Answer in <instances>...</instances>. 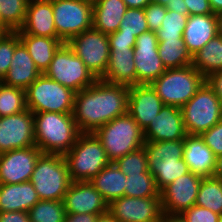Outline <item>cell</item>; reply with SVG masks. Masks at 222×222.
Wrapping results in <instances>:
<instances>
[{
  "instance_id": "1",
  "label": "cell",
  "mask_w": 222,
  "mask_h": 222,
  "mask_svg": "<svg viewBox=\"0 0 222 222\" xmlns=\"http://www.w3.org/2000/svg\"><path fill=\"white\" fill-rule=\"evenodd\" d=\"M129 87L97 79L77 92L73 117L81 133H93L118 116L127 113Z\"/></svg>"
},
{
  "instance_id": "2",
  "label": "cell",
  "mask_w": 222,
  "mask_h": 222,
  "mask_svg": "<svg viewBox=\"0 0 222 222\" xmlns=\"http://www.w3.org/2000/svg\"><path fill=\"white\" fill-rule=\"evenodd\" d=\"M35 145L42 153L65 155L76 143L80 131L72 113H33Z\"/></svg>"
},
{
  "instance_id": "3",
  "label": "cell",
  "mask_w": 222,
  "mask_h": 222,
  "mask_svg": "<svg viewBox=\"0 0 222 222\" xmlns=\"http://www.w3.org/2000/svg\"><path fill=\"white\" fill-rule=\"evenodd\" d=\"M144 148L149 171L159 191L178 177L190 172L183 159L184 140L145 141Z\"/></svg>"
},
{
  "instance_id": "4",
  "label": "cell",
  "mask_w": 222,
  "mask_h": 222,
  "mask_svg": "<svg viewBox=\"0 0 222 222\" xmlns=\"http://www.w3.org/2000/svg\"><path fill=\"white\" fill-rule=\"evenodd\" d=\"M100 140L110 162L144 146L143 130L127 112L93 132Z\"/></svg>"
},
{
  "instance_id": "5",
  "label": "cell",
  "mask_w": 222,
  "mask_h": 222,
  "mask_svg": "<svg viewBox=\"0 0 222 222\" xmlns=\"http://www.w3.org/2000/svg\"><path fill=\"white\" fill-rule=\"evenodd\" d=\"M64 158L71 181H90L110 163L94 133H80L75 145Z\"/></svg>"
},
{
  "instance_id": "6",
  "label": "cell",
  "mask_w": 222,
  "mask_h": 222,
  "mask_svg": "<svg viewBox=\"0 0 222 222\" xmlns=\"http://www.w3.org/2000/svg\"><path fill=\"white\" fill-rule=\"evenodd\" d=\"M30 182L40 200H63L72 182L64 156L42 153Z\"/></svg>"
},
{
  "instance_id": "7",
  "label": "cell",
  "mask_w": 222,
  "mask_h": 222,
  "mask_svg": "<svg viewBox=\"0 0 222 222\" xmlns=\"http://www.w3.org/2000/svg\"><path fill=\"white\" fill-rule=\"evenodd\" d=\"M205 82V77L192 65L166 69L151 83L164 105L182 107Z\"/></svg>"
},
{
  "instance_id": "8",
  "label": "cell",
  "mask_w": 222,
  "mask_h": 222,
  "mask_svg": "<svg viewBox=\"0 0 222 222\" xmlns=\"http://www.w3.org/2000/svg\"><path fill=\"white\" fill-rule=\"evenodd\" d=\"M181 112L186 133L201 135L222 120V103L205 81Z\"/></svg>"
},
{
  "instance_id": "9",
  "label": "cell",
  "mask_w": 222,
  "mask_h": 222,
  "mask_svg": "<svg viewBox=\"0 0 222 222\" xmlns=\"http://www.w3.org/2000/svg\"><path fill=\"white\" fill-rule=\"evenodd\" d=\"M25 91L27 109L33 113H73L76 92L43 73Z\"/></svg>"
},
{
  "instance_id": "10",
  "label": "cell",
  "mask_w": 222,
  "mask_h": 222,
  "mask_svg": "<svg viewBox=\"0 0 222 222\" xmlns=\"http://www.w3.org/2000/svg\"><path fill=\"white\" fill-rule=\"evenodd\" d=\"M43 74L76 93L97 80L67 43L57 50Z\"/></svg>"
},
{
  "instance_id": "11",
  "label": "cell",
  "mask_w": 222,
  "mask_h": 222,
  "mask_svg": "<svg viewBox=\"0 0 222 222\" xmlns=\"http://www.w3.org/2000/svg\"><path fill=\"white\" fill-rule=\"evenodd\" d=\"M52 9L57 38L64 43L93 28V0H53Z\"/></svg>"
},
{
  "instance_id": "12",
  "label": "cell",
  "mask_w": 222,
  "mask_h": 222,
  "mask_svg": "<svg viewBox=\"0 0 222 222\" xmlns=\"http://www.w3.org/2000/svg\"><path fill=\"white\" fill-rule=\"evenodd\" d=\"M67 44L96 79L104 76L110 56L108 35L91 28L72 37Z\"/></svg>"
},
{
  "instance_id": "13",
  "label": "cell",
  "mask_w": 222,
  "mask_h": 222,
  "mask_svg": "<svg viewBox=\"0 0 222 222\" xmlns=\"http://www.w3.org/2000/svg\"><path fill=\"white\" fill-rule=\"evenodd\" d=\"M32 146H36L33 112L26 109L0 117V154Z\"/></svg>"
},
{
  "instance_id": "14",
  "label": "cell",
  "mask_w": 222,
  "mask_h": 222,
  "mask_svg": "<svg viewBox=\"0 0 222 222\" xmlns=\"http://www.w3.org/2000/svg\"><path fill=\"white\" fill-rule=\"evenodd\" d=\"M133 51L136 68V85L151 84L166 71L158 54L156 32L149 30L136 37Z\"/></svg>"
},
{
  "instance_id": "15",
  "label": "cell",
  "mask_w": 222,
  "mask_h": 222,
  "mask_svg": "<svg viewBox=\"0 0 222 222\" xmlns=\"http://www.w3.org/2000/svg\"><path fill=\"white\" fill-rule=\"evenodd\" d=\"M202 176L188 172L160 191L161 209L165 214H182L195 205Z\"/></svg>"
},
{
  "instance_id": "16",
  "label": "cell",
  "mask_w": 222,
  "mask_h": 222,
  "mask_svg": "<svg viewBox=\"0 0 222 222\" xmlns=\"http://www.w3.org/2000/svg\"><path fill=\"white\" fill-rule=\"evenodd\" d=\"M108 211L119 222H160L163 214L160 197L123 196L111 201Z\"/></svg>"
},
{
  "instance_id": "17",
  "label": "cell",
  "mask_w": 222,
  "mask_h": 222,
  "mask_svg": "<svg viewBox=\"0 0 222 222\" xmlns=\"http://www.w3.org/2000/svg\"><path fill=\"white\" fill-rule=\"evenodd\" d=\"M41 154L42 152L37 146L1 153L0 184H19L30 181Z\"/></svg>"
},
{
  "instance_id": "18",
  "label": "cell",
  "mask_w": 222,
  "mask_h": 222,
  "mask_svg": "<svg viewBox=\"0 0 222 222\" xmlns=\"http://www.w3.org/2000/svg\"><path fill=\"white\" fill-rule=\"evenodd\" d=\"M66 213L103 214L108 203L89 181H72L63 199Z\"/></svg>"
},
{
  "instance_id": "19",
  "label": "cell",
  "mask_w": 222,
  "mask_h": 222,
  "mask_svg": "<svg viewBox=\"0 0 222 222\" xmlns=\"http://www.w3.org/2000/svg\"><path fill=\"white\" fill-rule=\"evenodd\" d=\"M164 106L151 84L129 86L127 112L144 131Z\"/></svg>"
},
{
  "instance_id": "20",
  "label": "cell",
  "mask_w": 222,
  "mask_h": 222,
  "mask_svg": "<svg viewBox=\"0 0 222 222\" xmlns=\"http://www.w3.org/2000/svg\"><path fill=\"white\" fill-rule=\"evenodd\" d=\"M144 140L150 142L184 140L187 133L184 127L181 108L164 105L143 131Z\"/></svg>"
},
{
  "instance_id": "21",
  "label": "cell",
  "mask_w": 222,
  "mask_h": 222,
  "mask_svg": "<svg viewBox=\"0 0 222 222\" xmlns=\"http://www.w3.org/2000/svg\"><path fill=\"white\" fill-rule=\"evenodd\" d=\"M183 159L190 172L202 177L213 176L216 168V156L200 135H186Z\"/></svg>"
},
{
  "instance_id": "22",
  "label": "cell",
  "mask_w": 222,
  "mask_h": 222,
  "mask_svg": "<svg viewBox=\"0 0 222 222\" xmlns=\"http://www.w3.org/2000/svg\"><path fill=\"white\" fill-rule=\"evenodd\" d=\"M217 35L216 14H198L188 16L182 37L188 52L193 56Z\"/></svg>"
},
{
  "instance_id": "23",
  "label": "cell",
  "mask_w": 222,
  "mask_h": 222,
  "mask_svg": "<svg viewBox=\"0 0 222 222\" xmlns=\"http://www.w3.org/2000/svg\"><path fill=\"white\" fill-rule=\"evenodd\" d=\"M16 32L57 38L52 1H29L25 22Z\"/></svg>"
},
{
  "instance_id": "24",
  "label": "cell",
  "mask_w": 222,
  "mask_h": 222,
  "mask_svg": "<svg viewBox=\"0 0 222 222\" xmlns=\"http://www.w3.org/2000/svg\"><path fill=\"white\" fill-rule=\"evenodd\" d=\"M101 80L112 84L136 85L133 48L110 47L107 70Z\"/></svg>"
},
{
  "instance_id": "25",
  "label": "cell",
  "mask_w": 222,
  "mask_h": 222,
  "mask_svg": "<svg viewBox=\"0 0 222 222\" xmlns=\"http://www.w3.org/2000/svg\"><path fill=\"white\" fill-rule=\"evenodd\" d=\"M41 74L27 48L20 41L15 46L9 71L2 82L26 90Z\"/></svg>"
},
{
  "instance_id": "26",
  "label": "cell",
  "mask_w": 222,
  "mask_h": 222,
  "mask_svg": "<svg viewBox=\"0 0 222 222\" xmlns=\"http://www.w3.org/2000/svg\"><path fill=\"white\" fill-rule=\"evenodd\" d=\"M38 201V193L30 181L0 184V212H28Z\"/></svg>"
},
{
  "instance_id": "27",
  "label": "cell",
  "mask_w": 222,
  "mask_h": 222,
  "mask_svg": "<svg viewBox=\"0 0 222 222\" xmlns=\"http://www.w3.org/2000/svg\"><path fill=\"white\" fill-rule=\"evenodd\" d=\"M126 10L123 0H93V28L106 35L116 32Z\"/></svg>"
},
{
  "instance_id": "28",
  "label": "cell",
  "mask_w": 222,
  "mask_h": 222,
  "mask_svg": "<svg viewBox=\"0 0 222 222\" xmlns=\"http://www.w3.org/2000/svg\"><path fill=\"white\" fill-rule=\"evenodd\" d=\"M18 35L41 73H44L49 67L55 53L64 44L58 38L34 36L26 33H18Z\"/></svg>"
},
{
  "instance_id": "29",
  "label": "cell",
  "mask_w": 222,
  "mask_h": 222,
  "mask_svg": "<svg viewBox=\"0 0 222 222\" xmlns=\"http://www.w3.org/2000/svg\"><path fill=\"white\" fill-rule=\"evenodd\" d=\"M109 204L124 196L126 175L114 162H110L89 181Z\"/></svg>"
},
{
  "instance_id": "30",
  "label": "cell",
  "mask_w": 222,
  "mask_h": 222,
  "mask_svg": "<svg viewBox=\"0 0 222 222\" xmlns=\"http://www.w3.org/2000/svg\"><path fill=\"white\" fill-rule=\"evenodd\" d=\"M192 66L205 78L222 70V37L217 35L192 56Z\"/></svg>"
},
{
  "instance_id": "31",
  "label": "cell",
  "mask_w": 222,
  "mask_h": 222,
  "mask_svg": "<svg viewBox=\"0 0 222 222\" xmlns=\"http://www.w3.org/2000/svg\"><path fill=\"white\" fill-rule=\"evenodd\" d=\"M158 54L166 69L192 65V56L183 39L158 40Z\"/></svg>"
},
{
  "instance_id": "32",
  "label": "cell",
  "mask_w": 222,
  "mask_h": 222,
  "mask_svg": "<svg viewBox=\"0 0 222 222\" xmlns=\"http://www.w3.org/2000/svg\"><path fill=\"white\" fill-rule=\"evenodd\" d=\"M28 0H0V27L16 32L25 22Z\"/></svg>"
},
{
  "instance_id": "33",
  "label": "cell",
  "mask_w": 222,
  "mask_h": 222,
  "mask_svg": "<svg viewBox=\"0 0 222 222\" xmlns=\"http://www.w3.org/2000/svg\"><path fill=\"white\" fill-rule=\"evenodd\" d=\"M195 205L222 215V179L203 177Z\"/></svg>"
},
{
  "instance_id": "34",
  "label": "cell",
  "mask_w": 222,
  "mask_h": 222,
  "mask_svg": "<svg viewBox=\"0 0 222 222\" xmlns=\"http://www.w3.org/2000/svg\"><path fill=\"white\" fill-rule=\"evenodd\" d=\"M26 109V91L0 81V117L17 114Z\"/></svg>"
},
{
  "instance_id": "35",
  "label": "cell",
  "mask_w": 222,
  "mask_h": 222,
  "mask_svg": "<svg viewBox=\"0 0 222 222\" xmlns=\"http://www.w3.org/2000/svg\"><path fill=\"white\" fill-rule=\"evenodd\" d=\"M31 222H64L66 211L63 200H40L29 211Z\"/></svg>"
},
{
  "instance_id": "36",
  "label": "cell",
  "mask_w": 222,
  "mask_h": 222,
  "mask_svg": "<svg viewBox=\"0 0 222 222\" xmlns=\"http://www.w3.org/2000/svg\"><path fill=\"white\" fill-rule=\"evenodd\" d=\"M124 196L128 197H160L155 179L151 173L126 175Z\"/></svg>"
},
{
  "instance_id": "37",
  "label": "cell",
  "mask_w": 222,
  "mask_h": 222,
  "mask_svg": "<svg viewBox=\"0 0 222 222\" xmlns=\"http://www.w3.org/2000/svg\"><path fill=\"white\" fill-rule=\"evenodd\" d=\"M187 18V15L167 10L160 29L156 31L158 40L183 39Z\"/></svg>"
},
{
  "instance_id": "38",
  "label": "cell",
  "mask_w": 222,
  "mask_h": 222,
  "mask_svg": "<svg viewBox=\"0 0 222 222\" xmlns=\"http://www.w3.org/2000/svg\"><path fill=\"white\" fill-rule=\"evenodd\" d=\"M114 163L124 175L150 173L144 146L118 158Z\"/></svg>"
},
{
  "instance_id": "39",
  "label": "cell",
  "mask_w": 222,
  "mask_h": 222,
  "mask_svg": "<svg viewBox=\"0 0 222 222\" xmlns=\"http://www.w3.org/2000/svg\"><path fill=\"white\" fill-rule=\"evenodd\" d=\"M117 31L120 34L135 35L136 37L149 31L144 9L127 8Z\"/></svg>"
},
{
  "instance_id": "40",
  "label": "cell",
  "mask_w": 222,
  "mask_h": 222,
  "mask_svg": "<svg viewBox=\"0 0 222 222\" xmlns=\"http://www.w3.org/2000/svg\"><path fill=\"white\" fill-rule=\"evenodd\" d=\"M20 42L17 32H5L0 37V81L9 71L15 46Z\"/></svg>"
},
{
  "instance_id": "41",
  "label": "cell",
  "mask_w": 222,
  "mask_h": 222,
  "mask_svg": "<svg viewBox=\"0 0 222 222\" xmlns=\"http://www.w3.org/2000/svg\"><path fill=\"white\" fill-rule=\"evenodd\" d=\"M166 12L167 9L165 6L152 2L144 8L145 18L150 31L156 32L160 29Z\"/></svg>"
},
{
  "instance_id": "42",
  "label": "cell",
  "mask_w": 222,
  "mask_h": 222,
  "mask_svg": "<svg viewBox=\"0 0 222 222\" xmlns=\"http://www.w3.org/2000/svg\"><path fill=\"white\" fill-rule=\"evenodd\" d=\"M181 215L186 222H218L220 217L219 214L197 205L191 206Z\"/></svg>"
},
{
  "instance_id": "43",
  "label": "cell",
  "mask_w": 222,
  "mask_h": 222,
  "mask_svg": "<svg viewBox=\"0 0 222 222\" xmlns=\"http://www.w3.org/2000/svg\"><path fill=\"white\" fill-rule=\"evenodd\" d=\"M200 136L216 157L222 155V120Z\"/></svg>"
},
{
  "instance_id": "44",
  "label": "cell",
  "mask_w": 222,
  "mask_h": 222,
  "mask_svg": "<svg viewBox=\"0 0 222 222\" xmlns=\"http://www.w3.org/2000/svg\"><path fill=\"white\" fill-rule=\"evenodd\" d=\"M109 47L134 48L136 43L135 35L120 34L118 31L108 35Z\"/></svg>"
},
{
  "instance_id": "45",
  "label": "cell",
  "mask_w": 222,
  "mask_h": 222,
  "mask_svg": "<svg viewBox=\"0 0 222 222\" xmlns=\"http://www.w3.org/2000/svg\"><path fill=\"white\" fill-rule=\"evenodd\" d=\"M189 16L214 14L209 0H184Z\"/></svg>"
},
{
  "instance_id": "46",
  "label": "cell",
  "mask_w": 222,
  "mask_h": 222,
  "mask_svg": "<svg viewBox=\"0 0 222 222\" xmlns=\"http://www.w3.org/2000/svg\"><path fill=\"white\" fill-rule=\"evenodd\" d=\"M205 81L214 90V93L222 103V70L211 73L205 78Z\"/></svg>"
},
{
  "instance_id": "47",
  "label": "cell",
  "mask_w": 222,
  "mask_h": 222,
  "mask_svg": "<svg viewBox=\"0 0 222 222\" xmlns=\"http://www.w3.org/2000/svg\"><path fill=\"white\" fill-rule=\"evenodd\" d=\"M0 222H31L28 212L7 211L0 212Z\"/></svg>"
},
{
  "instance_id": "48",
  "label": "cell",
  "mask_w": 222,
  "mask_h": 222,
  "mask_svg": "<svg viewBox=\"0 0 222 222\" xmlns=\"http://www.w3.org/2000/svg\"><path fill=\"white\" fill-rule=\"evenodd\" d=\"M100 214H72L66 213L64 222H95Z\"/></svg>"
},
{
  "instance_id": "49",
  "label": "cell",
  "mask_w": 222,
  "mask_h": 222,
  "mask_svg": "<svg viewBox=\"0 0 222 222\" xmlns=\"http://www.w3.org/2000/svg\"><path fill=\"white\" fill-rule=\"evenodd\" d=\"M166 9L189 16L188 8L184 0H175L173 2H168Z\"/></svg>"
},
{
  "instance_id": "50",
  "label": "cell",
  "mask_w": 222,
  "mask_h": 222,
  "mask_svg": "<svg viewBox=\"0 0 222 222\" xmlns=\"http://www.w3.org/2000/svg\"><path fill=\"white\" fill-rule=\"evenodd\" d=\"M127 8H140L144 9L151 0H123Z\"/></svg>"
},
{
  "instance_id": "51",
  "label": "cell",
  "mask_w": 222,
  "mask_h": 222,
  "mask_svg": "<svg viewBox=\"0 0 222 222\" xmlns=\"http://www.w3.org/2000/svg\"><path fill=\"white\" fill-rule=\"evenodd\" d=\"M160 222H186L181 214H162Z\"/></svg>"
},
{
  "instance_id": "52",
  "label": "cell",
  "mask_w": 222,
  "mask_h": 222,
  "mask_svg": "<svg viewBox=\"0 0 222 222\" xmlns=\"http://www.w3.org/2000/svg\"><path fill=\"white\" fill-rule=\"evenodd\" d=\"M95 222H119L114 218V216L109 212H105L103 214H100Z\"/></svg>"
},
{
  "instance_id": "53",
  "label": "cell",
  "mask_w": 222,
  "mask_h": 222,
  "mask_svg": "<svg viewBox=\"0 0 222 222\" xmlns=\"http://www.w3.org/2000/svg\"><path fill=\"white\" fill-rule=\"evenodd\" d=\"M213 176L222 179V155L216 157V168Z\"/></svg>"
},
{
  "instance_id": "54",
  "label": "cell",
  "mask_w": 222,
  "mask_h": 222,
  "mask_svg": "<svg viewBox=\"0 0 222 222\" xmlns=\"http://www.w3.org/2000/svg\"><path fill=\"white\" fill-rule=\"evenodd\" d=\"M214 14L222 11V0H209Z\"/></svg>"
},
{
  "instance_id": "55",
  "label": "cell",
  "mask_w": 222,
  "mask_h": 222,
  "mask_svg": "<svg viewBox=\"0 0 222 222\" xmlns=\"http://www.w3.org/2000/svg\"><path fill=\"white\" fill-rule=\"evenodd\" d=\"M218 35L222 37V11L216 14Z\"/></svg>"
},
{
  "instance_id": "56",
  "label": "cell",
  "mask_w": 222,
  "mask_h": 222,
  "mask_svg": "<svg viewBox=\"0 0 222 222\" xmlns=\"http://www.w3.org/2000/svg\"><path fill=\"white\" fill-rule=\"evenodd\" d=\"M175 0H151L152 3H157L160 4L162 6H167L168 2H173Z\"/></svg>"
},
{
  "instance_id": "57",
  "label": "cell",
  "mask_w": 222,
  "mask_h": 222,
  "mask_svg": "<svg viewBox=\"0 0 222 222\" xmlns=\"http://www.w3.org/2000/svg\"><path fill=\"white\" fill-rule=\"evenodd\" d=\"M5 33V31L0 27V37Z\"/></svg>"
},
{
  "instance_id": "58",
  "label": "cell",
  "mask_w": 222,
  "mask_h": 222,
  "mask_svg": "<svg viewBox=\"0 0 222 222\" xmlns=\"http://www.w3.org/2000/svg\"><path fill=\"white\" fill-rule=\"evenodd\" d=\"M28 1H53V0H28Z\"/></svg>"
},
{
  "instance_id": "59",
  "label": "cell",
  "mask_w": 222,
  "mask_h": 222,
  "mask_svg": "<svg viewBox=\"0 0 222 222\" xmlns=\"http://www.w3.org/2000/svg\"><path fill=\"white\" fill-rule=\"evenodd\" d=\"M218 222H222V215H220Z\"/></svg>"
}]
</instances>
